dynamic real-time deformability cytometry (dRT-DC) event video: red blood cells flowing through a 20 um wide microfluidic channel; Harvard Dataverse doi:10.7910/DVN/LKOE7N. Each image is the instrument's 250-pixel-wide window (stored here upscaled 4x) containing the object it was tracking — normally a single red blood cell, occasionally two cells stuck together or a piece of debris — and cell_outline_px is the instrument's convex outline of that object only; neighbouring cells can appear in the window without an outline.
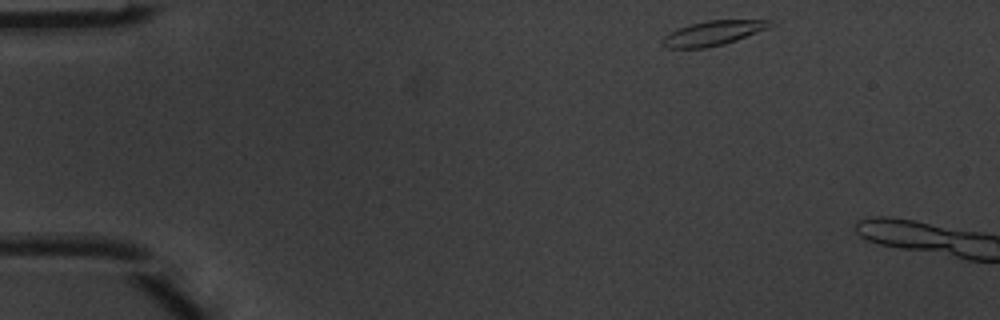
{"species": "common noctule bat (a hibernating species)", "species_latin": "Nyctalus noctula", "temperature_condition": "warm", "stored_images_in_passage": 3, "camera_frame_rate_fps": 3000, "um_per_image_px": 0.085, "animal": {"sex": "male", "body_mass_g": 20.1, "forearm_length_mm": 53.5}, "frame": {"image": 1, "passage_image": 1, "time_ms": 0.0, "image_size_px": [1000, 320], "cell_outline_px": [[776, 24], [768, 28], [736, 40], [724, 44], [708, 48], [664, 48], [664, 36], [688, 24], [708, 20], [776, 20]], "centroid_in_image_um": [60.68, 2.8], "position_along_channel_um": 24.3, "area_um2": 15.37}}